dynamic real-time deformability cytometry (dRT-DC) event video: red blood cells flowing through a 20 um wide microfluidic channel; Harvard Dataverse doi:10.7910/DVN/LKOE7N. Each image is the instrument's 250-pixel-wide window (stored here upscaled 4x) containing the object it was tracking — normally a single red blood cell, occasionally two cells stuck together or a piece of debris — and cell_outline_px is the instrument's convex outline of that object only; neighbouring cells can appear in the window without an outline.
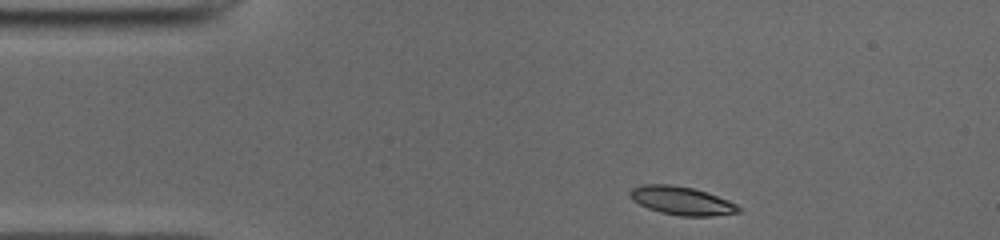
{"species": "common noctule bat (a hibernating species)", "species_latin": "Nyctalus noctula", "temperature_condition": "cold", "stored_images_in_passage": 43, "camera_frame_rate_fps": 3000, "um_per_image_px": 0.085, "animal": {"sex": "male", "body_mass_g": 19.0, "forearm_length_mm": 50.8}, "frame": {"image": 1, "passage_image": 1, "time_ms": 0.0, "image_size_px": [1000, 240], "cell_outline_px": [[740, 212], [712, 216], [680, 216], [660, 212], [648, 208], [632, 200], [628, 192], [632, 188], [640, 184], [672, 184], [692, 188], [728, 200], [736, 204], [740, 208]], "centroid_in_image_um": [57.9, 17.06], "position_along_channel_um": 27.1, "area_um2": 17.86}}
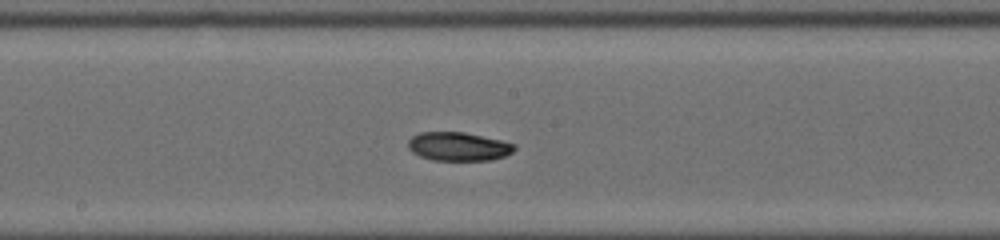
{"frame": {"image": 2, "passage_image": 19, "time_ms": 6.0, "image_size_px": [1000, 240], "cell_outline_px": [[516, 148], [512, 152], [504, 156], [488, 160], [432, 160], [420, 156], [412, 152], [408, 148], [408, 140], [412, 136], [420, 132], [464, 132], [500, 140], [516, 144]], "centroid_in_image_um": [38.94, 12.45], "position_along_channel_um": 209.3, "area_um2": 17.69}}
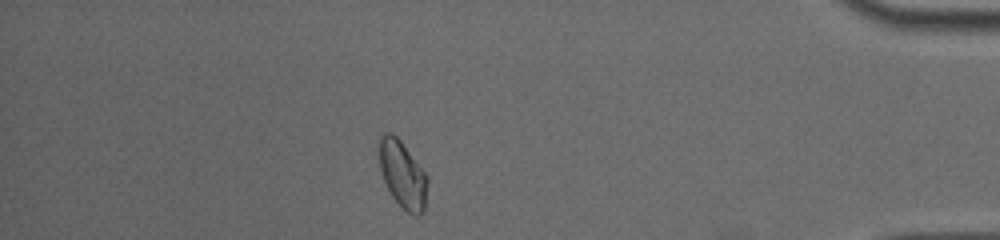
{"frame": {"image": 3, "passage_image": 37, "time_ms": 12.0, "image_size_px": [1000, 240], "cell_outline_px": [[428, 184], [424, 212], [420, 216], [412, 216], [392, 196], [384, 180], [380, 168], [380, 136], [384, 132], [392, 132], [400, 140], [428, 176]], "centroid_in_image_um": [34.26, 14.85], "position_along_channel_um": 400.9, "area_um2": 18.73}, "authors_computed_cell_mechanics": {"area_um2": 18.2648, "velocity_mm_per_s": 3.9266, "shape_relaxation_time_tau1_ms": null, "shape_relaxation_time_tau2_ms": 4.9235, "deformation_change_tau1": null, "deformation_change_tau2": 0.081}}